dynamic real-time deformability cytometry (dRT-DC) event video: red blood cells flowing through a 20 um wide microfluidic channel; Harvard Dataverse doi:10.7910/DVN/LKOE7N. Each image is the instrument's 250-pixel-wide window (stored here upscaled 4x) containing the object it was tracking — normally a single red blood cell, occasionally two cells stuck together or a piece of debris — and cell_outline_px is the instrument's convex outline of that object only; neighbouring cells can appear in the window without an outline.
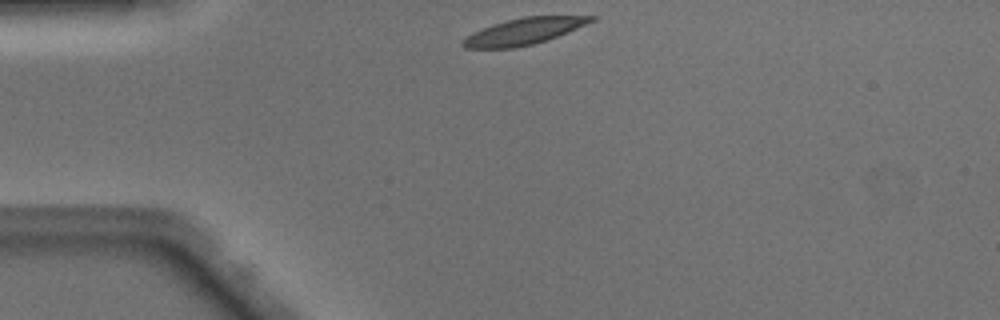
{"species": "Egyptian fruit bat (a non-hibernating species)", "species_latin": "Rousettus aegyptiacus", "temperature_condition": "warm", "stored_images_in_passage": 39, "camera_frame_rate_fps": 3000, "um_per_image_px": 0.085, "animal": {"sex": "male"}, "frame": {"image": 1, "passage_image": 1, "time_ms": 0.0, "image_size_px": [1000, 320], "cell_outline_px": [[596, 20], [556, 36], [532, 44], [512, 48], [464, 48], [460, 44], [460, 40], [492, 24], [524, 16], [596, 16]], "centroid_in_image_um": [44.49, 2.66], "position_along_channel_um": 40.5, "area_um2": 19.31}}
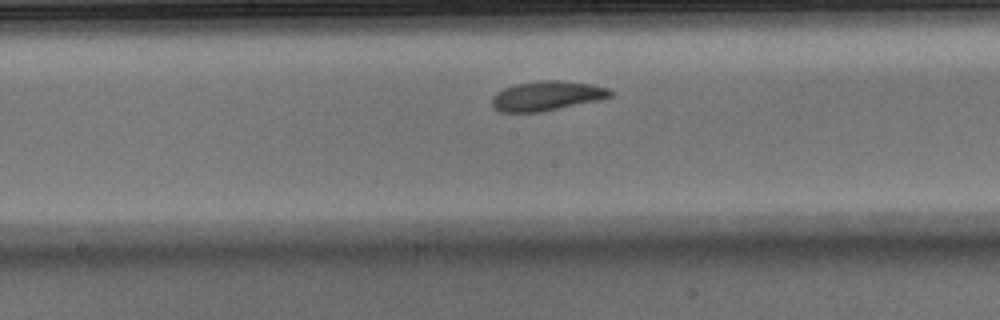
{"frame": {"image": 2, "passage_image": 15, "time_ms": 4.667, "image_size_px": [1000, 320], "cell_outline_px": [[612, 96], [596, 100], [540, 112], [500, 112], [492, 108], [492, 96], [496, 92], [504, 88], [516, 84], [544, 80], [564, 80], [592, 84], [608, 88], [612, 92]], "centroid_in_image_um": [46.43, 8.14], "position_along_channel_um": 201.8, "area_um2": 20.29}}
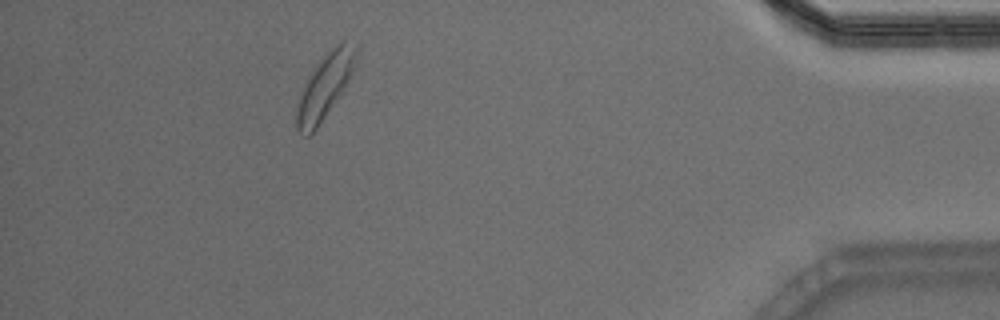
{"frame": {"image": 3, "passage_image": 34, "time_ms": 11.0, "image_size_px": [1000, 320], "cell_outline_px": [[360, 44], [356, 64], [348, 80], [316, 128], [308, 136], [304, 136], [296, 128], [296, 112], [300, 96], [312, 72], [320, 60], [340, 40], [344, 40]], "centroid_in_image_um": [27.67, 7.24], "position_along_channel_um": 407.5, "area_um2": 21.62}, "authors_computed_cell_mechanics": {"area_um2": 20.2878, "velocity_mm_per_s": 4.0554, "shape_relaxation_time_tau1_ms": 3.5343, "shape_relaxation_time_tau2_ms": 5.8287, "deformation_change_tau1": 0.1395, "deformation_change_tau2": 0.1419}}